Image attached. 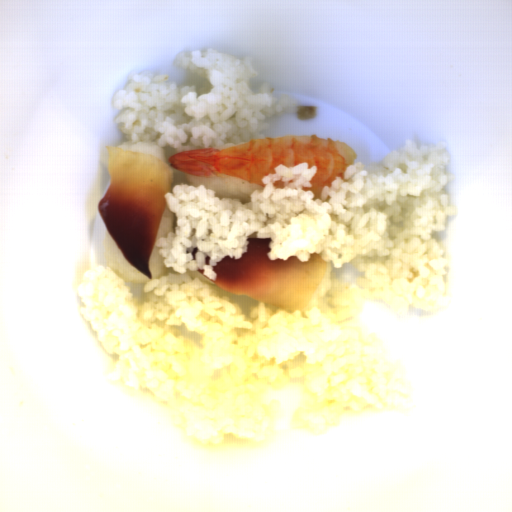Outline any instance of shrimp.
I'll use <instances>...</instances> for the list:
<instances>
[{
	"instance_id": "shrimp-1",
	"label": "shrimp",
	"mask_w": 512,
	"mask_h": 512,
	"mask_svg": "<svg viewBox=\"0 0 512 512\" xmlns=\"http://www.w3.org/2000/svg\"><path fill=\"white\" fill-rule=\"evenodd\" d=\"M357 159L355 149L342 141L299 134L255 138L224 149L184 150L168 156V166L187 175L232 177L266 188L262 178L276 174L277 165L289 168L306 162L307 169L316 166L317 171L309 181L312 187L301 189L321 200L324 186L331 189L338 176L346 181L344 172Z\"/></svg>"
}]
</instances>
